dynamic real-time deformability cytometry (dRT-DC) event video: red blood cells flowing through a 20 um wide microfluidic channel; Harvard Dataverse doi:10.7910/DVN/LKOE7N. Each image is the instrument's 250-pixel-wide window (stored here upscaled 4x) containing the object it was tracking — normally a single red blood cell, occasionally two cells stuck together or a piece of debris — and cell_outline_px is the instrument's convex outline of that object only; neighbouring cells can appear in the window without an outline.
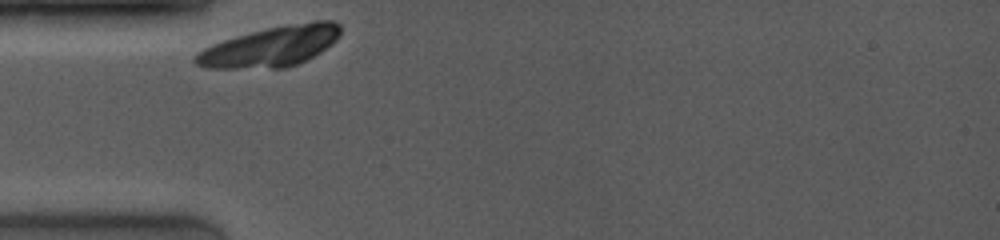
{"species": "common noctule bat (a hibernating species)", "species_latin": "Nyctalus noctula", "temperature_condition": "room temperature", "stored_images_in_passage": 22, "camera_frame_rate_fps": 4000, "um_per_image_px": 0.085, "animal": {"sex": "female", "body_mass_g": 19.0, "forearm_length_mm": 53.3}, "frame": {"image": 1, "passage_image": 1, "time_ms": 0.0, "image_size_px": [1000, 240], "cell_outline_px": [[340, 36], [336, 40], [320, 52], [296, 64], [284, 68], [204, 68], [196, 64], [192, 60], [192, 56], [196, 52], [212, 44], [236, 36], [284, 24], [312, 20], [332, 20], [340, 24]], "centroid_in_image_um": [23.0, 3.94], "position_along_channel_um": 62.0, "area_um2": 34.04}}